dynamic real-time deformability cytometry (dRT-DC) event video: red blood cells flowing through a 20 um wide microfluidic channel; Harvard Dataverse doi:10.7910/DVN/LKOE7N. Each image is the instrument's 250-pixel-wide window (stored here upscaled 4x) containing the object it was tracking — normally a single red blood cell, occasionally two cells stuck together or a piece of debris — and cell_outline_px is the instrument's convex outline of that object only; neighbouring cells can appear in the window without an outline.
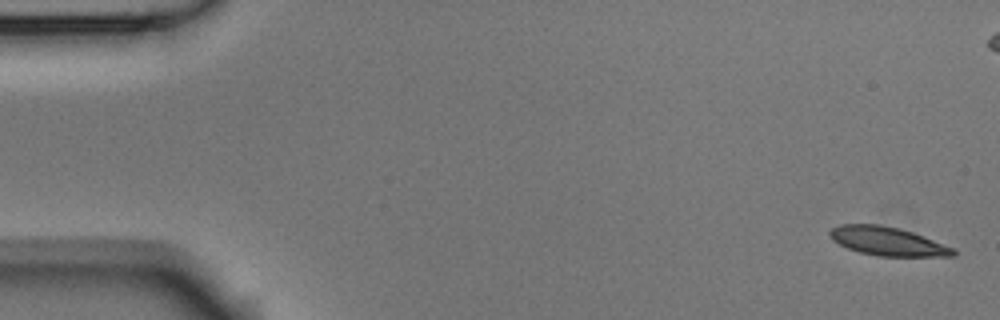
{"species": "Egyptian fruit bat (a non-hibernating species)", "species_latin": "Rousettus aegyptiacus", "temperature_condition": "room temperature", "stored_images_in_passage": 6, "camera_frame_rate_fps": 3000, "um_per_image_px": 0.085, "animal": {"sex": "male"}, "frame": {"image": 1, "passage_image": 1, "time_ms": 0.0, "image_size_px": [1000, 320], "cell_outline_px": [[956, 256], [880, 256], [860, 252], [848, 248], [832, 240], [828, 232], [832, 228], [840, 224], [880, 224], [900, 228], [924, 236], [956, 248]], "centroid_in_image_um": [75.48, 20.5], "position_along_channel_um": 9.5, "area_um2": 20.69}}